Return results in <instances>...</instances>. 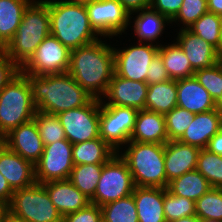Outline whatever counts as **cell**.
Here are the masks:
<instances>
[{
	"instance_id": "obj_53",
	"label": "cell",
	"mask_w": 222,
	"mask_h": 222,
	"mask_svg": "<svg viewBox=\"0 0 222 222\" xmlns=\"http://www.w3.org/2000/svg\"><path fill=\"white\" fill-rule=\"evenodd\" d=\"M218 64L221 66V68H222V52H220L219 54H218Z\"/></svg>"
},
{
	"instance_id": "obj_57",
	"label": "cell",
	"mask_w": 222,
	"mask_h": 222,
	"mask_svg": "<svg viewBox=\"0 0 222 222\" xmlns=\"http://www.w3.org/2000/svg\"><path fill=\"white\" fill-rule=\"evenodd\" d=\"M202 222H222V221H217V220H204Z\"/></svg>"
},
{
	"instance_id": "obj_3",
	"label": "cell",
	"mask_w": 222,
	"mask_h": 222,
	"mask_svg": "<svg viewBox=\"0 0 222 222\" xmlns=\"http://www.w3.org/2000/svg\"><path fill=\"white\" fill-rule=\"evenodd\" d=\"M49 16L50 34L70 51L99 40L83 2L49 0Z\"/></svg>"
},
{
	"instance_id": "obj_44",
	"label": "cell",
	"mask_w": 222,
	"mask_h": 222,
	"mask_svg": "<svg viewBox=\"0 0 222 222\" xmlns=\"http://www.w3.org/2000/svg\"><path fill=\"white\" fill-rule=\"evenodd\" d=\"M19 72L20 68L0 49V90Z\"/></svg>"
},
{
	"instance_id": "obj_51",
	"label": "cell",
	"mask_w": 222,
	"mask_h": 222,
	"mask_svg": "<svg viewBox=\"0 0 222 222\" xmlns=\"http://www.w3.org/2000/svg\"><path fill=\"white\" fill-rule=\"evenodd\" d=\"M216 109H218L222 113V93L218 97V99L215 101Z\"/></svg>"
},
{
	"instance_id": "obj_46",
	"label": "cell",
	"mask_w": 222,
	"mask_h": 222,
	"mask_svg": "<svg viewBox=\"0 0 222 222\" xmlns=\"http://www.w3.org/2000/svg\"><path fill=\"white\" fill-rule=\"evenodd\" d=\"M14 191L9 186L7 180L0 173V202L8 206Z\"/></svg>"
},
{
	"instance_id": "obj_25",
	"label": "cell",
	"mask_w": 222,
	"mask_h": 222,
	"mask_svg": "<svg viewBox=\"0 0 222 222\" xmlns=\"http://www.w3.org/2000/svg\"><path fill=\"white\" fill-rule=\"evenodd\" d=\"M31 0H0V49L13 38Z\"/></svg>"
},
{
	"instance_id": "obj_34",
	"label": "cell",
	"mask_w": 222,
	"mask_h": 222,
	"mask_svg": "<svg viewBox=\"0 0 222 222\" xmlns=\"http://www.w3.org/2000/svg\"><path fill=\"white\" fill-rule=\"evenodd\" d=\"M196 170L210 183L212 188H222V155L201 149Z\"/></svg>"
},
{
	"instance_id": "obj_38",
	"label": "cell",
	"mask_w": 222,
	"mask_h": 222,
	"mask_svg": "<svg viewBox=\"0 0 222 222\" xmlns=\"http://www.w3.org/2000/svg\"><path fill=\"white\" fill-rule=\"evenodd\" d=\"M168 141L179 140L192 123L194 114L179 106L165 114Z\"/></svg>"
},
{
	"instance_id": "obj_10",
	"label": "cell",
	"mask_w": 222,
	"mask_h": 222,
	"mask_svg": "<svg viewBox=\"0 0 222 222\" xmlns=\"http://www.w3.org/2000/svg\"><path fill=\"white\" fill-rule=\"evenodd\" d=\"M57 116L66 139L72 144L100 137V99L94 98L85 106L61 112Z\"/></svg>"
},
{
	"instance_id": "obj_50",
	"label": "cell",
	"mask_w": 222,
	"mask_h": 222,
	"mask_svg": "<svg viewBox=\"0 0 222 222\" xmlns=\"http://www.w3.org/2000/svg\"><path fill=\"white\" fill-rule=\"evenodd\" d=\"M171 222H202L201 219L196 215H191L188 217H182L180 219L171 221Z\"/></svg>"
},
{
	"instance_id": "obj_24",
	"label": "cell",
	"mask_w": 222,
	"mask_h": 222,
	"mask_svg": "<svg viewBox=\"0 0 222 222\" xmlns=\"http://www.w3.org/2000/svg\"><path fill=\"white\" fill-rule=\"evenodd\" d=\"M132 194L138 222H166L163 210L164 188L135 186Z\"/></svg>"
},
{
	"instance_id": "obj_4",
	"label": "cell",
	"mask_w": 222,
	"mask_h": 222,
	"mask_svg": "<svg viewBox=\"0 0 222 222\" xmlns=\"http://www.w3.org/2000/svg\"><path fill=\"white\" fill-rule=\"evenodd\" d=\"M50 35L49 0L32 1L13 38L2 49L21 68Z\"/></svg>"
},
{
	"instance_id": "obj_52",
	"label": "cell",
	"mask_w": 222,
	"mask_h": 222,
	"mask_svg": "<svg viewBox=\"0 0 222 222\" xmlns=\"http://www.w3.org/2000/svg\"><path fill=\"white\" fill-rule=\"evenodd\" d=\"M6 211H7V206L4 203L0 202V222H1L3 214Z\"/></svg>"
},
{
	"instance_id": "obj_35",
	"label": "cell",
	"mask_w": 222,
	"mask_h": 222,
	"mask_svg": "<svg viewBox=\"0 0 222 222\" xmlns=\"http://www.w3.org/2000/svg\"><path fill=\"white\" fill-rule=\"evenodd\" d=\"M44 146L65 140V131L57 115L36 111L33 118Z\"/></svg>"
},
{
	"instance_id": "obj_39",
	"label": "cell",
	"mask_w": 222,
	"mask_h": 222,
	"mask_svg": "<svg viewBox=\"0 0 222 222\" xmlns=\"http://www.w3.org/2000/svg\"><path fill=\"white\" fill-rule=\"evenodd\" d=\"M194 77L216 101L222 93V68L217 63L210 68L195 70Z\"/></svg>"
},
{
	"instance_id": "obj_19",
	"label": "cell",
	"mask_w": 222,
	"mask_h": 222,
	"mask_svg": "<svg viewBox=\"0 0 222 222\" xmlns=\"http://www.w3.org/2000/svg\"><path fill=\"white\" fill-rule=\"evenodd\" d=\"M177 43L194 70L210 68L218 63V50L186 28L180 29Z\"/></svg>"
},
{
	"instance_id": "obj_32",
	"label": "cell",
	"mask_w": 222,
	"mask_h": 222,
	"mask_svg": "<svg viewBox=\"0 0 222 222\" xmlns=\"http://www.w3.org/2000/svg\"><path fill=\"white\" fill-rule=\"evenodd\" d=\"M103 222H138L133 194L101 206Z\"/></svg>"
},
{
	"instance_id": "obj_23",
	"label": "cell",
	"mask_w": 222,
	"mask_h": 222,
	"mask_svg": "<svg viewBox=\"0 0 222 222\" xmlns=\"http://www.w3.org/2000/svg\"><path fill=\"white\" fill-rule=\"evenodd\" d=\"M130 141L165 144L168 141L165 116L147 109L138 110Z\"/></svg>"
},
{
	"instance_id": "obj_18",
	"label": "cell",
	"mask_w": 222,
	"mask_h": 222,
	"mask_svg": "<svg viewBox=\"0 0 222 222\" xmlns=\"http://www.w3.org/2000/svg\"><path fill=\"white\" fill-rule=\"evenodd\" d=\"M0 173L13 191L29 187L36 182L34 165L11 151L5 144L0 146Z\"/></svg>"
},
{
	"instance_id": "obj_40",
	"label": "cell",
	"mask_w": 222,
	"mask_h": 222,
	"mask_svg": "<svg viewBox=\"0 0 222 222\" xmlns=\"http://www.w3.org/2000/svg\"><path fill=\"white\" fill-rule=\"evenodd\" d=\"M208 12L207 0H183L177 15L170 21H182L184 29H188L203 14ZM186 26V27H185Z\"/></svg>"
},
{
	"instance_id": "obj_49",
	"label": "cell",
	"mask_w": 222,
	"mask_h": 222,
	"mask_svg": "<svg viewBox=\"0 0 222 222\" xmlns=\"http://www.w3.org/2000/svg\"><path fill=\"white\" fill-rule=\"evenodd\" d=\"M1 222H27L11 214L8 210L3 214Z\"/></svg>"
},
{
	"instance_id": "obj_8",
	"label": "cell",
	"mask_w": 222,
	"mask_h": 222,
	"mask_svg": "<svg viewBox=\"0 0 222 222\" xmlns=\"http://www.w3.org/2000/svg\"><path fill=\"white\" fill-rule=\"evenodd\" d=\"M135 184L126 161L117 152L103 165L92 204L102 206L131 195Z\"/></svg>"
},
{
	"instance_id": "obj_2",
	"label": "cell",
	"mask_w": 222,
	"mask_h": 222,
	"mask_svg": "<svg viewBox=\"0 0 222 222\" xmlns=\"http://www.w3.org/2000/svg\"><path fill=\"white\" fill-rule=\"evenodd\" d=\"M26 75L36 111L58 115L85 106L94 99L68 72L44 76Z\"/></svg>"
},
{
	"instance_id": "obj_31",
	"label": "cell",
	"mask_w": 222,
	"mask_h": 222,
	"mask_svg": "<svg viewBox=\"0 0 222 222\" xmlns=\"http://www.w3.org/2000/svg\"><path fill=\"white\" fill-rule=\"evenodd\" d=\"M104 164L74 165L68 180L89 200L94 197Z\"/></svg>"
},
{
	"instance_id": "obj_42",
	"label": "cell",
	"mask_w": 222,
	"mask_h": 222,
	"mask_svg": "<svg viewBox=\"0 0 222 222\" xmlns=\"http://www.w3.org/2000/svg\"><path fill=\"white\" fill-rule=\"evenodd\" d=\"M170 80L161 57L157 54L151 61L146 73V83L153 85Z\"/></svg>"
},
{
	"instance_id": "obj_43",
	"label": "cell",
	"mask_w": 222,
	"mask_h": 222,
	"mask_svg": "<svg viewBox=\"0 0 222 222\" xmlns=\"http://www.w3.org/2000/svg\"><path fill=\"white\" fill-rule=\"evenodd\" d=\"M183 0H151L150 8L171 21L179 12Z\"/></svg>"
},
{
	"instance_id": "obj_26",
	"label": "cell",
	"mask_w": 222,
	"mask_h": 222,
	"mask_svg": "<svg viewBox=\"0 0 222 222\" xmlns=\"http://www.w3.org/2000/svg\"><path fill=\"white\" fill-rule=\"evenodd\" d=\"M177 106V80L148 85L145 109L167 114Z\"/></svg>"
},
{
	"instance_id": "obj_37",
	"label": "cell",
	"mask_w": 222,
	"mask_h": 222,
	"mask_svg": "<svg viewBox=\"0 0 222 222\" xmlns=\"http://www.w3.org/2000/svg\"><path fill=\"white\" fill-rule=\"evenodd\" d=\"M164 215L166 222H171L182 217L195 215V201L170 193L164 188Z\"/></svg>"
},
{
	"instance_id": "obj_54",
	"label": "cell",
	"mask_w": 222,
	"mask_h": 222,
	"mask_svg": "<svg viewBox=\"0 0 222 222\" xmlns=\"http://www.w3.org/2000/svg\"><path fill=\"white\" fill-rule=\"evenodd\" d=\"M220 52H222V24H221V32H220Z\"/></svg>"
},
{
	"instance_id": "obj_17",
	"label": "cell",
	"mask_w": 222,
	"mask_h": 222,
	"mask_svg": "<svg viewBox=\"0 0 222 222\" xmlns=\"http://www.w3.org/2000/svg\"><path fill=\"white\" fill-rule=\"evenodd\" d=\"M200 150L198 147L190 146L179 140L165 143L166 188L170 181L196 170Z\"/></svg>"
},
{
	"instance_id": "obj_15",
	"label": "cell",
	"mask_w": 222,
	"mask_h": 222,
	"mask_svg": "<svg viewBox=\"0 0 222 222\" xmlns=\"http://www.w3.org/2000/svg\"><path fill=\"white\" fill-rule=\"evenodd\" d=\"M148 84L146 82L133 81L117 76L115 73L109 83L105 96L108 102L101 99L103 105H116L132 107L137 110L145 109ZM104 102V103H103Z\"/></svg>"
},
{
	"instance_id": "obj_1",
	"label": "cell",
	"mask_w": 222,
	"mask_h": 222,
	"mask_svg": "<svg viewBox=\"0 0 222 222\" xmlns=\"http://www.w3.org/2000/svg\"><path fill=\"white\" fill-rule=\"evenodd\" d=\"M68 73L90 95L101 100L115 73L113 47L99 39L72 50Z\"/></svg>"
},
{
	"instance_id": "obj_55",
	"label": "cell",
	"mask_w": 222,
	"mask_h": 222,
	"mask_svg": "<svg viewBox=\"0 0 222 222\" xmlns=\"http://www.w3.org/2000/svg\"><path fill=\"white\" fill-rule=\"evenodd\" d=\"M4 145V136L3 134L0 132V146Z\"/></svg>"
},
{
	"instance_id": "obj_56",
	"label": "cell",
	"mask_w": 222,
	"mask_h": 222,
	"mask_svg": "<svg viewBox=\"0 0 222 222\" xmlns=\"http://www.w3.org/2000/svg\"><path fill=\"white\" fill-rule=\"evenodd\" d=\"M69 1H73V2H88V1H91V0H69Z\"/></svg>"
},
{
	"instance_id": "obj_47",
	"label": "cell",
	"mask_w": 222,
	"mask_h": 222,
	"mask_svg": "<svg viewBox=\"0 0 222 222\" xmlns=\"http://www.w3.org/2000/svg\"><path fill=\"white\" fill-rule=\"evenodd\" d=\"M206 149L218 155H222V129L209 140Z\"/></svg>"
},
{
	"instance_id": "obj_28",
	"label": "cell",
	"mask_w": 222,
	"mask_h": 222,
	"mask_svg": "<svg viewBox=\"0 0 222 222\" xmlns=\"http://www.w3.org/2000/svg\"><path fill=\"white\" fill-rule=\"evenodd\" d=\"M158 55L161 57L170 79L178 80L194 76L195 70L177 42L171 45H159Z\"/></svg>"
},
{
	"instance_id": "obj_41",
	"label": "cell",
	"mask_w": 222,
	"mask_h": 222,
	"mask_svg": "<svg viewBox=\"0 0 222 222\" xmlns=\"http://www.w3.org/2000/svg\"><path fill=\"white\" fill-rule=\"evenodd\" d=\"M62 222H103L101 207L90 203L83 209L64 215Z\"/></svg>"
},
{
	"instance_id": "obj_13",
	"label": "cell",
	"mask_w": 222,
	"mask_h": 222,
	"mask_svg": "<svg viewBox=\"0 0 222 222\" xmlns=\"http://www.w3.org/2000/svg\"><path fill=\"white\" fill-rule=\"evenodd\" d=\"M73 144L67 139L44 146L39 161L34 165L35 180L45 183L53 180H67L73 169Z\"/></svg>"
},
{
	"instance_id": "obj_21",
	"label": "cell",
	"mask_w": 222,
	"mask_h": 222,
	"mask_svg": "<svg viewBox=\"0 0 222 222\" xmlns=\"http://www.w3.org/2000/svg\"><path fill=\"white\" fill-rule=\"evenodd\" d=\"M177 106L193 114L216 109L215 100L194 76L177 80Z\"/></svg>"
},
{
	"instance_id": "obj_9",
	"label": "cell",
	"mask_w": 222,
	"mask_h": 222,
	"mask_svg": "<svg viewBox=\"0 0 222 222\" xmlns=\"http://www.w3.org/2000/svg\"><path fill=\"white\" fill-rule=\"evenodd\" d=\"M137 114L135 108L103 105L100 100V138L114 151L120 152L119 146L130 141Z\"/></svg>"
},
{
	"instance_id": "obj_12",
	"label": "cell",
	"mask_w": 222,
	"mask_h": 222,
	"mask_svg": "<svg viewBox=\"0 0 222 222\" xmlns=\"http://www.w3.org/2000/svg\"><path fill=\"white\" fill-rule=\"evenodd\" d=\"M91 27L100 36L124 33L130 24V13L119 0H91L84 2Z\"/></svg>"
},
{
	"instance_id": "obj_27",
	"label": "cell",
	"mask_w": 222,
	"mask_h": 222,
	"mask_svg": "<svg viewBox=\"0 0 222 222\" xmlns=\"http://www.w3.org/2000/svg\"><path fill=\"white\" fill-rule=\"evenodd\" d=\"M116 153V151L99 137L73 144L72 159L74 165L104 164Z\"/></svg>"
},
{
	"instance_id": "obj_33",
	"label": "cell",
	"mask_w": 222,
	"mask_h": 222,
	"mask_svg": "<svg viewBox=\"0 0 222 222\" xmlns=\"http://www.w3.org/2000/svg\"><path fill=\"white\" fill-rule=\"evenodd\" d=\"M222 16L207 12L195 21L188 30L213 45L220 53Z\"/></svg>"
},
{
	"instance_id": "obj_48",
	"label": "cell",
	"mask_w": 222,
	"mask_h": 222,
	"mask_svg": "<svg viewBox=\"0 0 222 222\" xmlns=\"http://www.w3.org/2000/svg\"><path fill=\"white\" fill-rule=\"evenodd\" d=\"M208 12L222 16V0H207Z\"/></svg>"
},
{
	"instance_id": "obj_5",
	"label": "cell",
	"mask_w": 222,
	"mask_h": 222,
	"mask_svg": "<svg viewBox=\"0 0 222 222\" xmlns=\"http://www.w3.org/2000/svg\"><path fill=\"white\" fill-rule=\"evenodd\" d=\"M120 156L126 161L138 187L166 188L165 144L129 141Z\"/></svg>"
},
{
	"instance_id": "obj_14",
	"label": "cell",
	"mask_w": 222,
	"mask_h": 222,
	"mask_svg": "<svg viewBox=\"0 0 222 222\" xmlns=\"http://www.w3.org/2000/svg\"><path fill=\"white\" fill-rule=\"evenodd\" d=\"M123 50L113 48L114 70L117 76L133 81L146 82V73L152 59L158 54L159 45L137 43Z\"/></svg>"
},
{
	"instance_id": "obj_29",
	"label": "cell",
	"mask_w": 222,
	"mask_h": 222,
	"mask_svg": "<svg viewBox=\"0 0 222 222\" xmlns=\"http://www.w3.org/2000/svg\"><path fill=\"white\" fill-rule=\"evenodd\" d=\"M210 183L197 171H191L170 181L167 190L173 195L197 201L211 189Z\"/></svg>"
},
{
	"instance_id": "obj_45",
	"label": "cell",
	"mask_w": 222,
	"mask_h": 222,
	"mask_svg": "<svg viewBox=\"0 0 222 222\" xmlns=\"http://www.w3.org/2000/svg\"><path fill=\"white\" fill-rule=\"evenodd\" d=\"M124 8L132 15L137 11L150 7L151 0H119Z\"/></svg>"
},
{
	"instance_id": "obj_6",
	"label": "cell",
	"mask_w": 222,
	"mask_h": 222,
	"mask_svg": "<svg viewBox=\"0 0 222 222\" xmlns=\"http://www.w3.org/2000/svg\"><path fill=\"white\" fill-rule=\"evenodd\" d=\"M35 113L31 85L20 71L0 90V132L5 136L13 128L32 121Z\"/></svg>"
},
{
	"instance_id": "obj_22",
	"label": "cell",
	"mask_w": 222,
	"mask_h": 222,
	"mask_svg": "<svg viewBox=\"0 0 222 222\" xmlns=\"http://www.w3.org/2000/svg\"><path fill=\"white\" fill-rule=\"evenodd\" d=\"M42 185L62 217L83 209L91 203L68 179L48 181Z\"/></svg>"
},
{
	"instance_id": "obj_11",
	"label": "cell",
	"mask_w": 222,
	"mask_h": 222,
	"mask_svg": "<svg viewBox=\"0 0 222 222\" xmlns=\"http://www.w3.org/2000/svg\"><path fill=\"white\" fill-rule=\"evenodd\" d=\"M70 53L67 47L50 34L37 47L20 71L39 76L68 72Z\"/></svg>"
},
{
	"instance_id": "obj_36",
	"label": "cell",
	"mask_w": 222,
	"mask_h": 222,
	"mask_svg": "<svg viewBox=\"0 0 222 222\" xmlns=\"http://www.w3.org/2000/svg\"><path fill=\"white\" fill-rule=\"evenodd\" d=\"M195 215L201 221H222V188H211L195 202Z\"/></svg>"
},
{
	"instance_id": "obj_30",
	"label": "cell",
	"mask_w": 222,
	"mask_h": 222,
	"mask_svg": "<svg viewBox=\"0 0 222 222\" xmlns=\"http://www.w3.org/2000/svg\"><path fill=\"white\" fill-rule=\"evenodd\" d=\"M139 15L134 20V32L139 38V42L150 41L153 42L161 35L165 24L170 21L164 16L154 11L153 9H142Z\"/></svg>"
},
{
	"instance_id": "obj_16",
	"label": "cell",
	"mask_w": 222,
	"mask_h": 222,
	"mask_svg": "<svg viewBox=\"0 0 222 222\" xmlns=\"http://www.w3.org/2000/svg\"><path fill=\"white\" fill-rule=\"evenodd\" d=\"M4 144L33 165L39 161L44 150V144L34 120L13 128L4 136Z\"/></svg>"
},
{
	"instance_id": "obj_7",
	"label": "cell",
	"mask_w": 222,
	"mask_h": 222,
	"mask_svg": "<svg viewBox=\"0 0 222 222\" xmlns=\"http://www.w3.org/2000/svg\"><path fill=\"white\" fill-rule=\"evenodd\" d=\"M7 210L27 222H62L63 219L46 188L37 182L14 191Z\"/></svg>"
},
{
	"instance_id": "obj_20",
	"label": "cell",
	"mask_w": 222,
	"mask_h": 222,
	"mask_svg": "<svg viewBox=\"0 0 222 222\" xmlns=\"http://www.w3.org/2000/svg\"><path fill=\"white\" fill-rule=\"evenodd\" d=\"M221 129L222 113L218 109L194 114L192 123L179 141L199 149H206L209 140Z\"/></svg>"
}]
</instances>
